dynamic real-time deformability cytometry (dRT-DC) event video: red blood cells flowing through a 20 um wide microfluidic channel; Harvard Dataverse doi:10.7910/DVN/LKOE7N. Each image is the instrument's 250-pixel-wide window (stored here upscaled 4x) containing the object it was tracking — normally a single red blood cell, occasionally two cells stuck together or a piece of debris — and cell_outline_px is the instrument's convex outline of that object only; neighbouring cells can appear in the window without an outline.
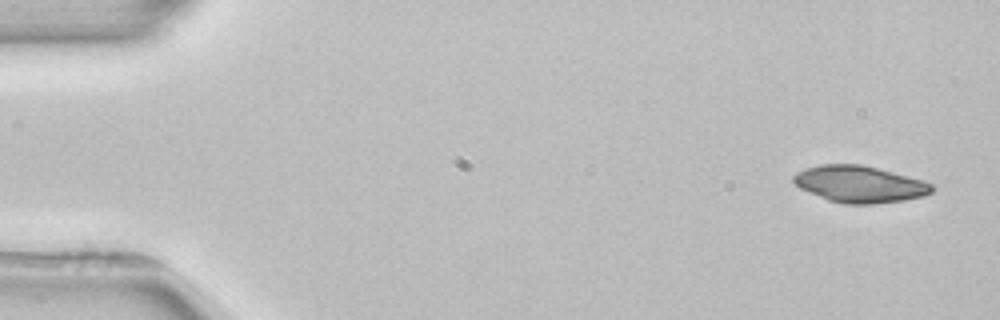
{"species": "common noctule bat (a hibernating species)", "species_latin": "Nyctalus noctula", "temperature_condition": "room temperature", "stored_images_in_passage": 3, "camera_frame_rate_fps": 3000, "um_per_image_px": 0.085, "animal": {"sex": "female", "body_mass_g": 22.7, "forearm_length_mm": 54.2}, "frame": {"image": 1, "passage_image": 1, "time_ms": 0.0, "image_size_px": [1000, 320], "cell_outline_px": [[936, 188], [932, 192], [924, 196], [904, 200], [872, 204], [844, 204], [828, 200], [800, 188], [792, 180], [792, 176], [796, 172], [804, 168], [820, 164], [860, 164], [924, 180], [932, 184]], "centroid_in_image_um": [73.07, 15.65], "position_along_channel_um": 11.9, "area_um2": 29.65}}